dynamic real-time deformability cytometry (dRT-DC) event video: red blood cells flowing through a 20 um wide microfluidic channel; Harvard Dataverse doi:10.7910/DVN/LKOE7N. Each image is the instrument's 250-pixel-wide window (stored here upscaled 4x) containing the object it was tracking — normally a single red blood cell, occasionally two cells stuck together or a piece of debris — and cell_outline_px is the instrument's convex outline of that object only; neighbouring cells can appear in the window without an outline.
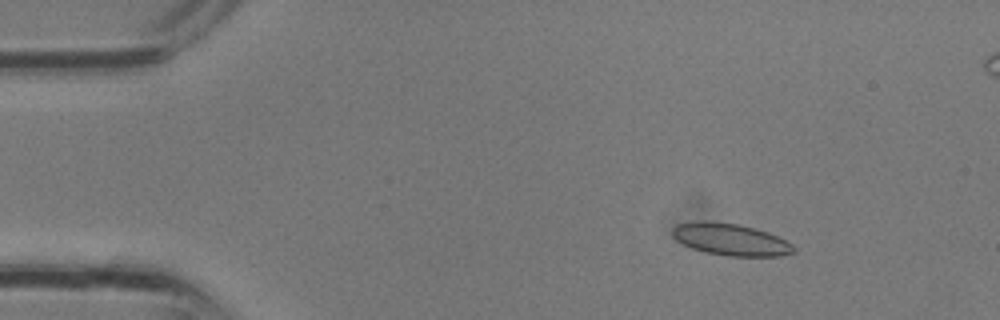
{"species": "common noctule bat (a hibernating species)", "species_latin": "Nyctalus noctula", "temperature_condition": "room temperature", "stored_images_in_passage": 3, "camera_frame_rate_fps": 3000, "um_per_image_px": 0.085, "animal": {"sex": "male", "body_mass_g": 13.3}, "frame": {"image": 1, "passage_image": 1, "time_ms": 0.0, "image_size_px": [1000, 320], "cell_outline_px": [[796, 252], [780, 256], [728, 256], [708, 252], [692, 248], [676, 240], [672, 236], [672, 228], [676, 224], [696, 220], [704, 220], [736, 224], [768, 232], [792, 244], [796, 248]], "centroid_in_image_um": [62.08, 20.35], "position_along_channel_um": 22.9, "area_um2": 22.48}}